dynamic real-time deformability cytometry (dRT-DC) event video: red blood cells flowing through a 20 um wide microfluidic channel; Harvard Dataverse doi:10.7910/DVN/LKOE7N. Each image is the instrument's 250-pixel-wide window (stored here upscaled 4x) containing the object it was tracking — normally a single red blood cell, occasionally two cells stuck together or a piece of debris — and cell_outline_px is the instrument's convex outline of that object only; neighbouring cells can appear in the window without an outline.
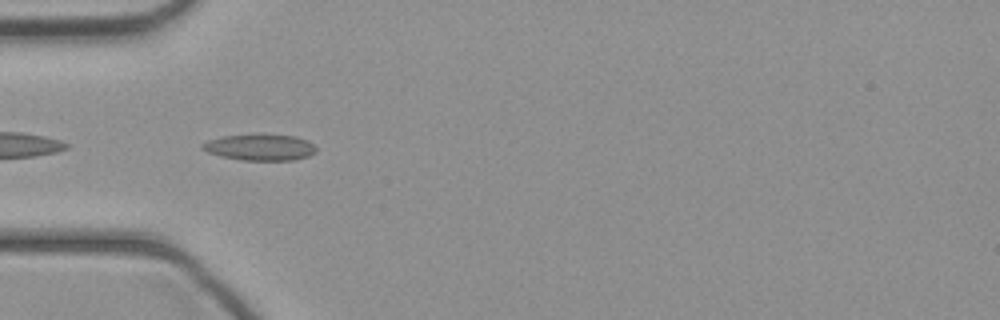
{"species": "common noctule bat (a hibernating species)", "species_latin": "Nyctalus noctula", "temperature_condition": "cold", "stored_images_in_passage": 18, "camera_frame_rate_fps": 3000, "um_per_image_px": 0.085, "animal": {"sex": "female", "body_mass_g": 21.9}, "frame": {"image": 1, "passage_image": 13, "time_ms": 4.0, "image_size_px": [1000, 320], "cell_outline_px": [[316, 152], [308, 156], [292, 160], [240, 160], [220, 156], [208, 152], [200, 148], [200, 144], [208, 140], [224, 136], [252, 132], [296, 136], [308, 140], [316, 148]], "centroid_in_image_um": [22.07, 12.48], "position_along_channel_um": 62.9, "area_um2": 17.98}}
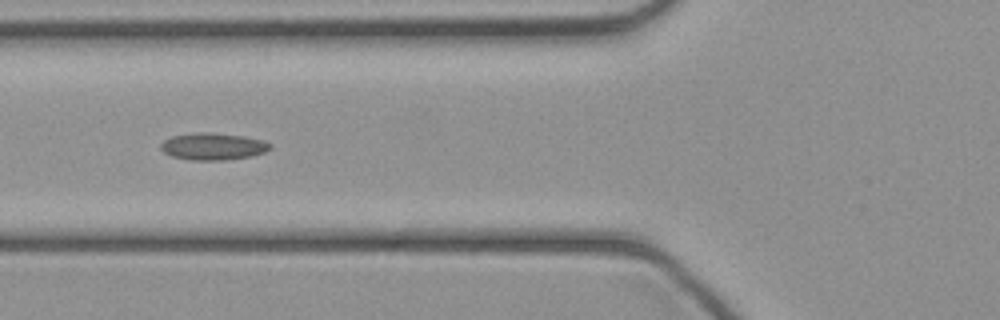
{"frame": {"image": 2, "passage_image": 16, "time_ms": 5.0, "image_size_px": [1000, 320], "cell_outline_px": [[272, 148], [264, 152], [252, 156], [224, 160], [188, 160], [172, 156], [164, 152], [160, 148], [160, 144], [164, 140], [172, 136], [196, 132], [212, 132], [244, 136], [264, 140], [272, 144]], "centroid_in_image_um": [18.12, 12.44], "position_along_channel_um": 107.7, "area_um2": 17.4}}